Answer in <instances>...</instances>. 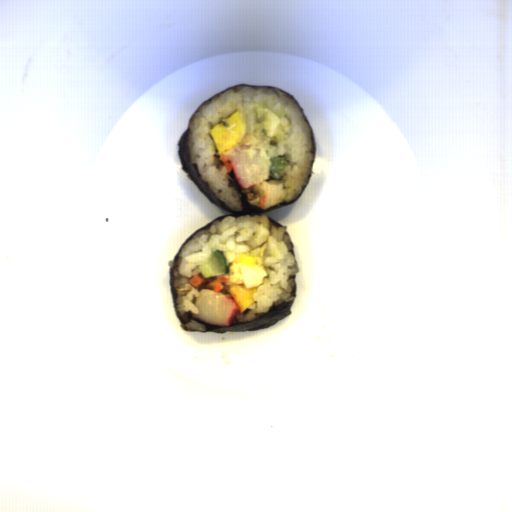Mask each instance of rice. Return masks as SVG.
I'll list each match as a JSON object with an SVG mask.
<instances>
[{"instance_id":"rice-2","label":"rice","mask_w":512,"mask_h":512,"mask_svg":"<svg viewBox=\"0 0 512 512\" xmlns=\"http://www.w3.org/2000/svg\"><path fill=\"white\" fill-rule=\"evenodd\" d=\"M285 229L286 226L276 227L266 215L226 216L222 222H213L209 230L195 234L179 252L178 256L183 259L177 269H173L174 275L180 276L174 280L178 292L175 300L178 315L201 313V309L195 306L196 299L200 297L201 289L213 290V287H205V284L195 287L188 280L194 274H201L200 266L215 251L225 256L226 267L239 254L250 253L267 272L263 283L252 294L253 303L234 316L232 325L252 320L256 312H267L279 297L291 302L294 297L290 292L294 285L288 280V275L297 269L288 268L295 265L296 259L283 240Z\"/></svg>"},{"instance_id":"rice-5","label":"rice","mask_w":512,"mask_h":512,"mask_svg":"<svg viewBox=\"0 0 512 512\" xmlns=\"http://www.w3.org/2000/svg\"><path fill=\"white\" fill-rule=\"evenodd\" d=\"M215 278H216V275L215 276H211V277H207V280L212 281V280H215Z\"/></svg>"},{"instance_id":"rice-1","label":"rice","mask_w":512,"mask_h":512,"mask_svg":"<svg viewBox=\"0 0 512 512\" xmlns=\"http://www.w3.org/2000/svg\"><path fill=\"white\" fill-rule=\"evenodd\" d=\"M279 94L247 87L239 93L229 90L202 106L190 124L189 161L198 164L201 180L207 181L213 192L234 212L243 210L240 194L228 185V170L220 162L210 129L235 110L243 115L244 135L261 138L270 160L275 156H284L288 160L279 179L269 171V179L247 189L241 188L242 193L254 192V197L247 200L249 203L267 209L276 201L286 199L289 202L297 196L308 176L312 157L310 129L293 101L285 94ZM262 194H266L264 208L259 204Z\"/></svg>"},{"instance_id":"rice-3","label":"rice","mask_w":512,"mask_h":512,"mask_svg":"<svg viewBox=\"0 0 512 512\" xmlns=\"http://www.w3.org/2000/svg\"><path fill=\"white\" fill-rule=\"evenodd\" d=\"M185 326L188 327L189 329L197 330V331H207L208 330V324H205L201 320H198L195 318H193L191 321H189Z\"/></svg>"},{"instance_id":"rice-4","label":"rice","mask_w":512,"mask_h":512,"mask_svg":"<svg viewBox=\"0 0 512 512\" xmlns=\"http://www.w3.org/2000/svg\"><path fill=\"white\" fill-rule=\"evenodd\" d=\"M222 284H223V289H222L220 292H222V294L227 295V287H228V286H226V285L224 284V282H223Z\"/></svg>"}]
</instances>
